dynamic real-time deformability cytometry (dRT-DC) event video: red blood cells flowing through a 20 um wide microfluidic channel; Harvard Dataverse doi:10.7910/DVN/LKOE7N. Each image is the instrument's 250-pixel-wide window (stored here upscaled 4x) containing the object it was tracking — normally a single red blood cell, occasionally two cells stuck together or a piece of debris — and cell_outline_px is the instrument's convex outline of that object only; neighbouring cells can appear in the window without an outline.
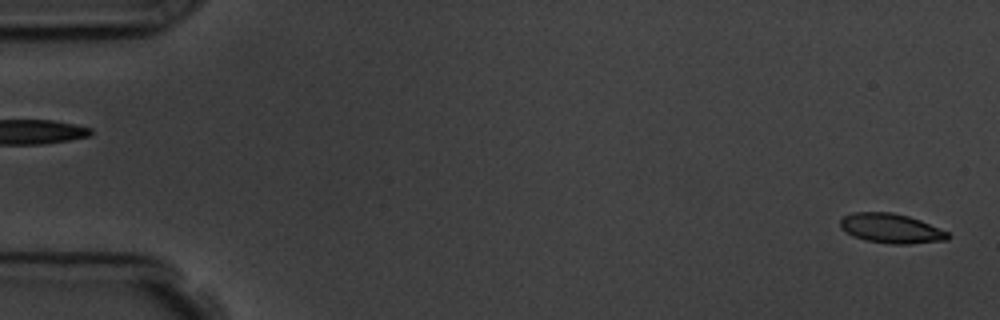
{"species": "common noctule bat (a hibernating species)", "species_latin": "Nyctalus noctula", "temperature_condition": "room temperature", "stored_images_in_passage": 56, "camera_frame_rate_fps": 3000, "um_per_image_px": 0.085, "animal": {"sex": "male", "body_mass_g": 19.5, "forearm_length_mm": 54.6}, "frame": {"image": 1, "passage_image": 1, "time_ms": 0.0, "image_size_px": [1000, 320], "cell_outline_px": [[952, 236], [948, 240], [908, 244], [892, 244], [864, 240], [852, 236], [844, 232], [840, 228], [840, 220], [844, 216], [852, 212], [892, 212], [908, 216], [920, 220], [948, 232]], "centroid_in_image_um": [75.72, 19.42], "position_along_channel_um": 9.3, "area_um2": 18.73}}
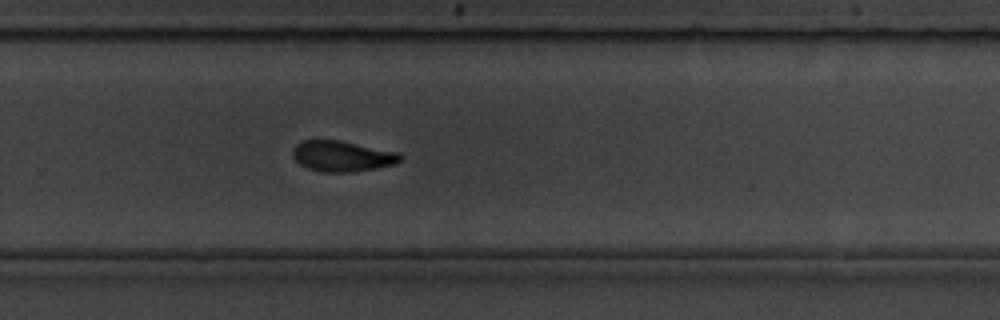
{"frame": {"image": 2, "passage_image": 37, "time_ms": 12.0, "image_size_px": [1000, 320], "cell_outline_px": [[404, 156], [396, 164], [376, 168], [352, 172], [320, 172], [308, 168], [300, 164], [292, 156], [292, 148], [296, 144], [304, 140], [340, 140], [400, 152]], "centroid_in_image_um": [29.1, 13.27], "position_along_channel_um": 300.7, "area_um2": 19.48}}
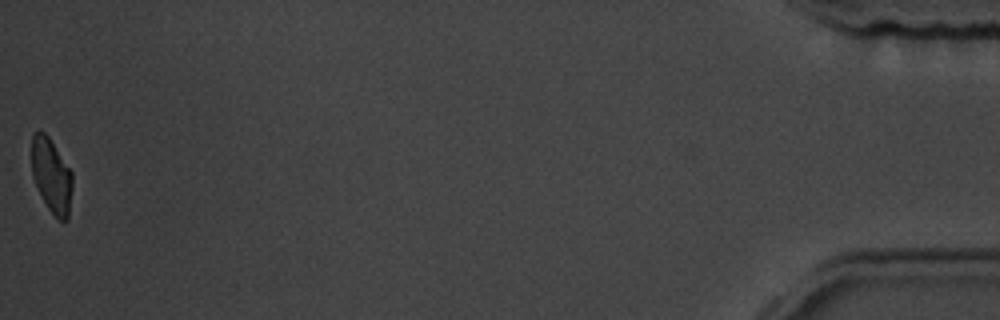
{"frame": {"image": 3, "passage_image": 56, "time_ms": 18.333, "image_size_px": [1000, 320], "cell_outline_px": [[72, 188], [68, 220], [60, 220], [48, 208], [32, 176], [32, 132], [44, 132], [48, 136], [72, 172]], "centroid_in_image_um": [4.38, 14.91], "position_along_channel_um": 430.8, "area_um2": 17.34}, "authors_computed_cell_mechanics": {"area_um2": 19.2185, "velocity_mm_per_s": 3.6069, "shape_relaxation_time_tau1_ms": 4.2245, "shape_relaxation_time_tau2_ms": 2.3912, "deformation_change_tau1": 0.127, "deformation_change_tau2": 0.0652}}